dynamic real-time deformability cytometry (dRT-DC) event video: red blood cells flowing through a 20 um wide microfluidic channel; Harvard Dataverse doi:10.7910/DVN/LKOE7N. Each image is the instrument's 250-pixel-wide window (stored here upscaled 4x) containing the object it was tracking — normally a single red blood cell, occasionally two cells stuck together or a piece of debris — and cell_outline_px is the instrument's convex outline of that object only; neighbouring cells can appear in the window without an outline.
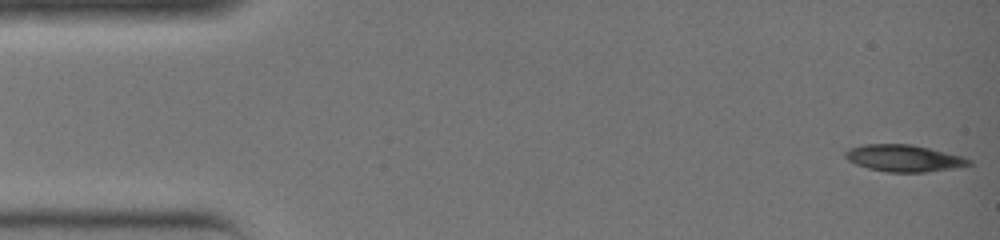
{"species": "common noctule bat (a hibernating species)", "species_latin": "Nyctalus noctula", "temperature_condition": "warm", "stored_images_in_passage": 8, "camera_frame_rate_fps": 3000, "um_per_image_px": 0.085, "animal": {"sex": "female", "body_mass_g": 19.0, "forearm_length_mm": 51.5}, "frame": {"image": 1, "passage_image": 1, "time_ms": 0.0, "image_size_px": [1000, 240], "cell_outline_px": [[972, 164], [952, 168], [924, 172], [888, 172], [868, 168], [856, 164], [848, 160], [844, 156], [844, 152], [848, 148], [864, 144], [912, 144], [964, 156], [972, 160]], "centroid_in_image_um": [76.82, 13.43], "position_along_channel_um": 8.2, "area_um2": 19.36}}